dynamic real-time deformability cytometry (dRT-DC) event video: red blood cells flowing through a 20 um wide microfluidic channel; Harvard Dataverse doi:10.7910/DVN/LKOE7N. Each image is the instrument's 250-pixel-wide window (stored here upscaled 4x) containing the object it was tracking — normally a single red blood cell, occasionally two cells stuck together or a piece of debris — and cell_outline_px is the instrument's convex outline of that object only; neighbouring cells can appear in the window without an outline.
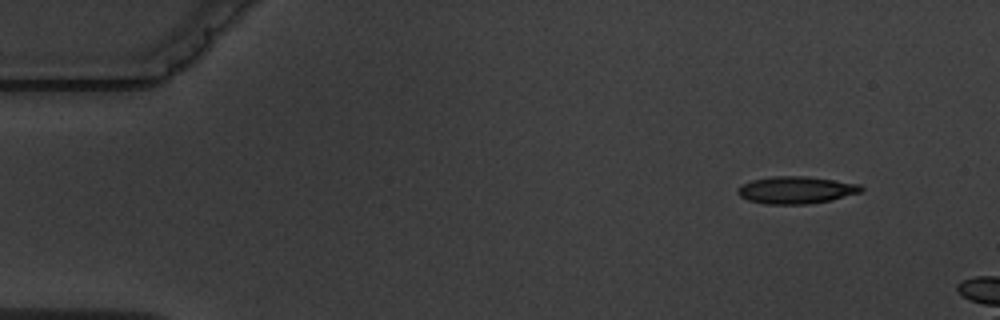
{"species": "common noctule bat (a hibernating species)", "species_latin": "Nyctalus noctula", "temperature_condition": "warm", "stored_images_in_passage": 5, "camera_frame_rate_fps": 3000, "um_per_image_px": 0.085, "animal": {"sex": "male", "body_mass_g": 19.5, "forearm_length_mm": 54.6}, "frame": {"image": 1, "passage_image": 1, "time_ms": 0.0, "image_size_px": [1000, 320], "cell_outline_px": [[864, 188], [860, 192], [832, 200], [808, 204], [764, 204], [748, 200], [740, 196], [736, 192], [736, 188], [752, 180], [772, 176], [804, 176], [860, 184]], "centroid_in_image_um": [67.64, 16.16], "position_along_channel_um": 17.4, "area_um2": 19.54}}